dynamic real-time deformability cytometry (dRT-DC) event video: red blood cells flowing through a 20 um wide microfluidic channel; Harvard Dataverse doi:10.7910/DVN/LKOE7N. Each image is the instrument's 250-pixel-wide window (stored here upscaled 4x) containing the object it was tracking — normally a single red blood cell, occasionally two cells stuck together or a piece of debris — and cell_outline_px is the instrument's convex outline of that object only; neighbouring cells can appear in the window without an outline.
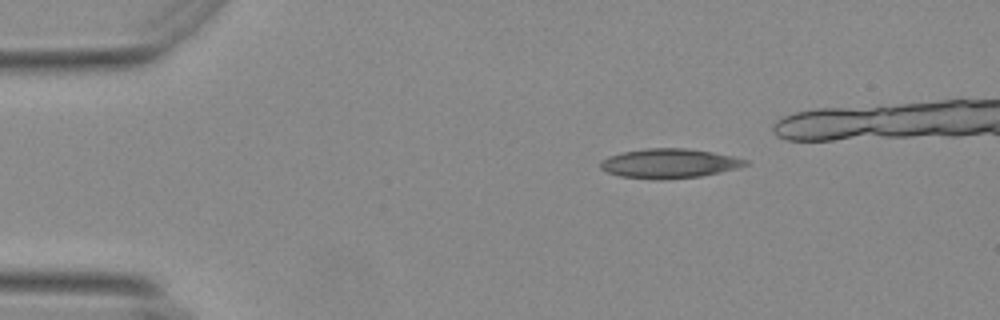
{"species": "Egyptian fruit bat (a non-hibernating species)", "species_latin": "Rousettus aegyptiacus", "temperature_condition": "warm", "stored_images_in_passage": 37, "camera_frame_rate_fps": 3000, "um_per_image_px": 0.085, "animal": {"sex": "female"}, "frame": {"image": 1, "passage_image": 1, "time_ms": 0.0, "image_size_px": [1000, 320], "cell_outline_px": [[748, 164], [736, 168], [700, 176], [660, 180], [656, 180], [620, 176], [608, 172], [600, 168], [600, 164], [608, 156], [624, 152], [644, 148], [688, 148], [712, 152], [732, 156], [748, 160]], "centroid_in_image_um": [56.87, 13.89], "position_along_channel_um": 28.1, "area_um2": 24.68}}
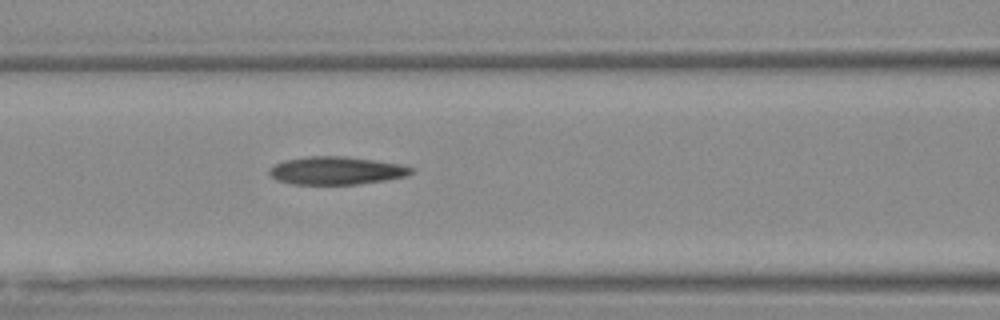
{"frame": {"image": 2, "passage_image": 15, "time_ms": 4.667, "image_size_px": [1000, 320], "cell_outline_px": [[416, 168], [408, 176], [384, 180], [356, 184], [292, 184], [276, 180], [268, 172], [268, 168], [284, 160], [308, 156], [344, 156], [400, 164]], "centroid_in_image_um": [28.58, 14.5], "position_along_channel_um": 138.0, "area_um2": 23.06}}
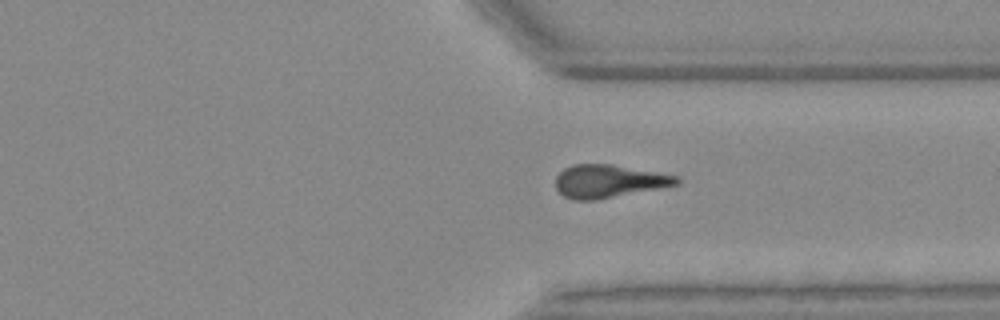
{"frame": {"image": 3, "passage_image": 33, "time_ms": 10.667, "image_size_px": [1000, 320], "cell_outline_px": [[680, 184], [660, 188], [596, 200], [576, 200], [564, 196], [556, 188], [556, 176], [564, 168], [572, 164], [612, 164], [680, 176]], "centroid_in_image_um": [51.76, 15.39], "position_along_channel_um": 359.6, "area_um2": 23.29}}